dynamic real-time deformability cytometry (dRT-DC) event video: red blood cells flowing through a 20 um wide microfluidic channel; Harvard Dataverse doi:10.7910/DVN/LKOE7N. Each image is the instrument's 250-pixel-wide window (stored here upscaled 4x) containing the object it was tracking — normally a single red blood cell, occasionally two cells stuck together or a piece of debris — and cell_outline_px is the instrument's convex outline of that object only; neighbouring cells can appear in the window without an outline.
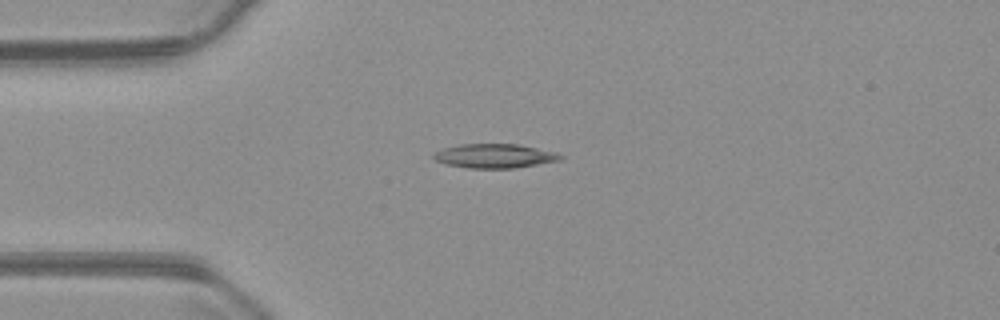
{"species": "common noctule bat (a hibernating species)", "species_latin": "Nyctalus noctula", "temperature_condition": "warm", "stored_images_in_passage": 41, "camera_frame_rate_fps": 3000, "um_per_image_px": 0.085, "animal": {"sex": "male", "body_mass_g": 23.1, "forearm_length_mm": 52.7}, "frame": {"image": 1, "passage_image": 1, "time_ms": 0.0, "image_size_px": [1000, 320], "cell_outline_px": [[564, 156], [560, 160], [516, 168], [468, 168], [448, 164], [436, 160], [432, 156], [436, 152], [444, 148], [460, 144], [516, 144], [556, 152]], "centroid_in_image_um": [42.06, 13.25], "position_along_channel_um": 42.9, "area_um2": 17.63}}
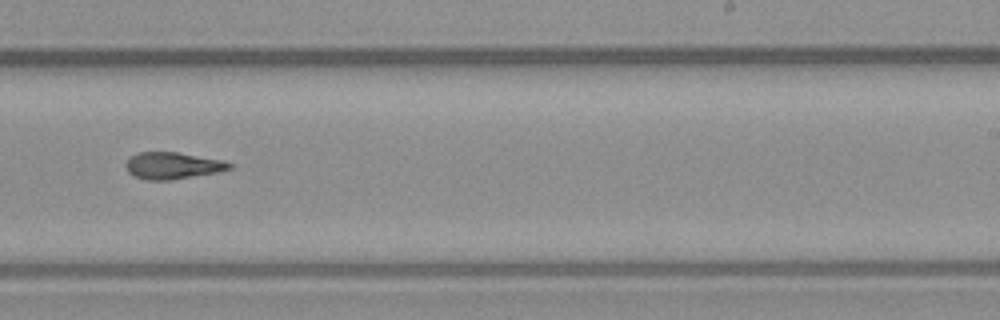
{"frame": {"image": 2, "passage_image": 21, "time_ms": 6.667, "image_size_px": [1000, 320], "cell_outline_px": [[232, 168], [216, 172], [168, 180], [148, 180], [136, 176], [128, 172], [124, 164], [128, 156], [136, 152], [176, 152], [224, 160], [232, 164]], "centroid_in_image_um": [14.62, 14.06], "position_along_channel_um": 274.4, "area_um2": 16.13}}
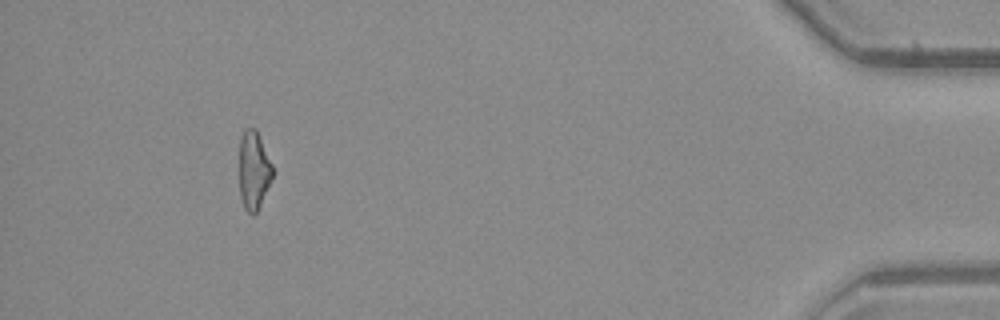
{"frame": {"image": 3, "passage_image": 38, "time_ms": 12.333, "image_size_px": [1000, 320], "cell_outline_px": [[276, 172], [256, 212], [252, 216], [244, 208], [240, 196], [240, 140], [244, 128], [256, 128]], "centroid_in_image_um": [21.59, 14.47], "position_along_channel_um": 413.6, "area_um2": 15.37}}